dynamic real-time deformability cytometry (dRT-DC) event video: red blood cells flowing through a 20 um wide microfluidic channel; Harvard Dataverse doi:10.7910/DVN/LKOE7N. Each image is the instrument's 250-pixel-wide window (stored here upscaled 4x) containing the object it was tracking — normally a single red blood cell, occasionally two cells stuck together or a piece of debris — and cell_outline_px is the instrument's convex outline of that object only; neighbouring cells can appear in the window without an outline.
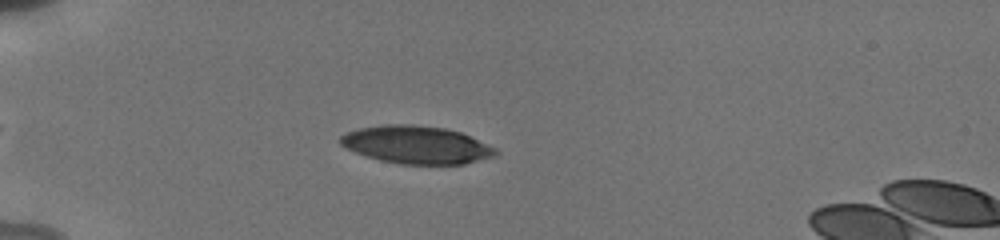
{"species": "human", "species_latin": "Homo sapiens", "temperature_condition": "cold", "stored_images_in_passage": 24, "camera_frame_rate_fps": 3000, "um_per_image_px": 0.085, "donor": {"sex": "male"}, "frame": {"image": 1, "passage_image": 7, "time_ms": 3.0, "image_size_px": [1000, 240], "cell_outline_px": [[500, 152], [496, 156], [464, 164], [400, 164], [380, 160], [356, 152], [340, 144], [340, 136], [348, 132], [360, 128], [384, 124], [412, 124], [444, 128], [460, 132], [496, 148]], "centroid_in_image_um": [35.43, 12.31], "position_along_channel_um": 49.6, "area_um2": 33.99}}
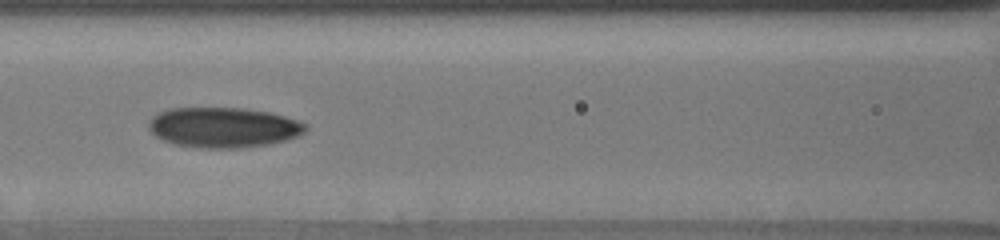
{"frame": {"image": 2, "passage_image": 14, "time_ms": 6.333, "image_size_px": [1000, 240], "cell_outline_px": [[308, 128], [304, 132], [296, 136], [284, 140], [268, 144], [240, 148], [200, 148], [172, 144], [156, 136], [148, 128], [148, 124], [152, 116], [168, 108], [244, 108], [268, 112], [284, 116], [308, 124]], "centroid_in_image_um": [18.97, 10.83], "position_along_channel_um": 147.6, "area_um2": 36.76}}
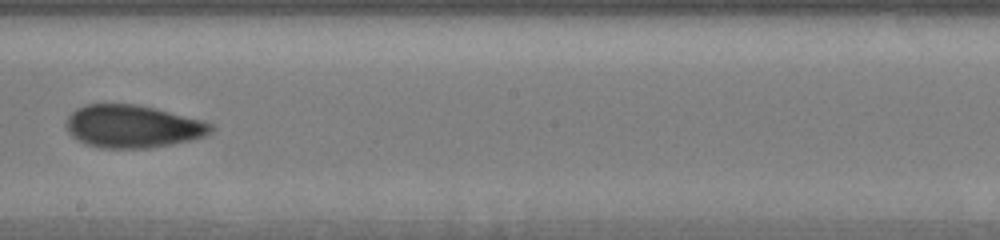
{"frame": {"image": 3, "passage_image": 19, "time_ms": 8.667, "image_size_px": [1000, 240], "cell_outline_px": [[216, 128], [212, 132], [204, 136], [192, 140], [172, 144], [148, 148], [100, 148], [84, 144], [72, 136], [68, 132], [64, 124], [68, 116], [76, 108], [84, 104], [136, 104], [156, 108], [204, 120], [212, 124]], "centroid_in_image_um": [11.28, 10.74], "position_along_channel_um": 236.9, "area_um2": 36.53}}